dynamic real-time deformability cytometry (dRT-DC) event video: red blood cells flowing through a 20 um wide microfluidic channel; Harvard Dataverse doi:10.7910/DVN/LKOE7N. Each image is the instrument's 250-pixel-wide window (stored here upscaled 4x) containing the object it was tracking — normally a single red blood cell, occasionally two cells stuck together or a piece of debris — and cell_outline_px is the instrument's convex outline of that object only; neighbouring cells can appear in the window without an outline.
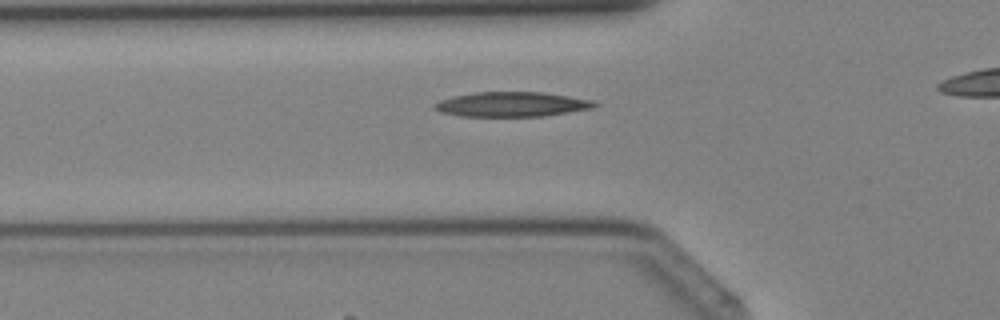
{"species": "Egyptian fruit bat (a non-hibernating species)", "species_latin": "Rousettus aegyptiacus", "temperature_condition": "cold", "stored_images_in_passage": 31, "camera_frame_rate_fps": 3000, "um_per_image_px": 0.085, "animal": {"sex": "female"}, "frame": {"image": 1, "passage_image": 10, "time_ms": 3.0, "image_size_px": [1000, 320], "cell_outline_px": [[600, 104], [592, 108], [544, 116], [460, 116], [440, 112], [432, 108], [432, 104], [440, 100], [452, 96], [472, 92], [544, 92], [592, 100]], "centroid_in_image_um": [43.45, 8.86], "position_along_channel_um": 82.3, "area_um2": 23.18}}
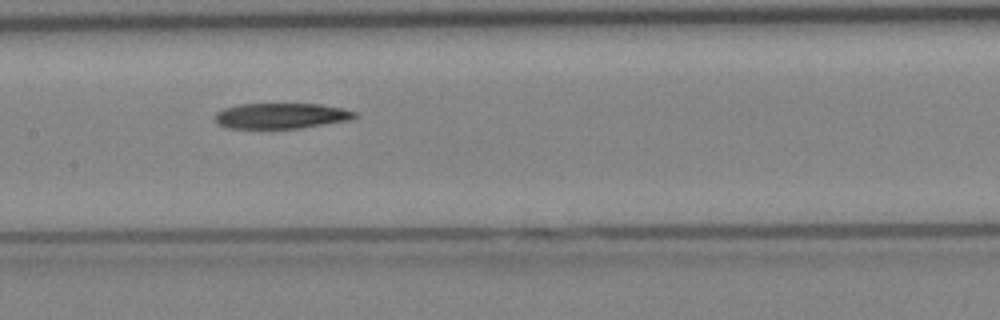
{"frame": {"image": 2, "passage_image": 16, "time_ms": 5.0, "image_size_px": [1000, 320], "cell_outline_px": [[356, 116], [348, 120], [300, 128], [228, 128], [216, 124], [216, 112], [224, 108], [236, 104], [320, 104], [340, 108], [356, 112]], "centroid_in_image_um": [23.84, 9.84], "position_along_channel_um": 183.6, "area_um2": 20.63}}
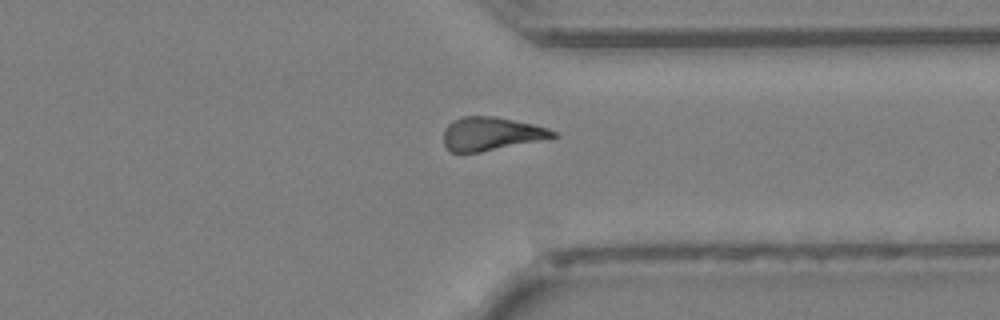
{"frame": {"image": 3, "passage_image": 27, "time_ms": 8.667, "image_size_px": [1000, 320], "cell_outline_px": [[560, 136], [480, 152], [452, 152], [444, 144], [444, 128], [452, 120], [464, 116], [492, 116], [532, 124], [548, 128], [556, 132]], "centroid_in_image_um": [41.73, 11.36], "position_along_channel_um": 369.7, "area_um2": 21.04}}